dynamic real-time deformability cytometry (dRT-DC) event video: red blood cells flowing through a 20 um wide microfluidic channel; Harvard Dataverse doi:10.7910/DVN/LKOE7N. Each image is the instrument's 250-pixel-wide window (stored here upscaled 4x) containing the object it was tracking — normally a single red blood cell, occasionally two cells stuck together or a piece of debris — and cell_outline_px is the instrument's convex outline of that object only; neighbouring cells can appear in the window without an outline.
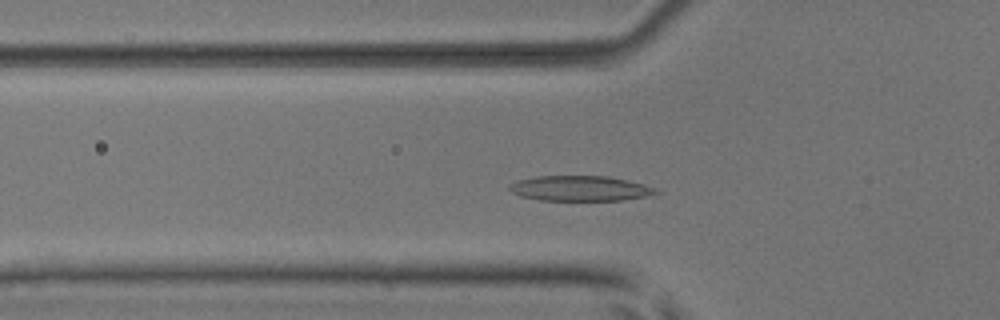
{"species": "common noctule bat (a hibernating species)", "species_latin": "Nyctalus noctula", "temperature_condition": "room temperature", "stored_images_in_passage": 48, "camera_frame_rate_fps": 3000, "um_per_image_px": 0.085, "animal": {"sex": "male", "body_mass_g": 17.9, "forearm_length_mm": 54.2}, "frame": {"image": 1, "passage_image": 14, "time_ms": 4.333, "image_size_px": [1000, 320], "cell_outline_px": [[660, 192], [644, 196], [624, 200], [540, 200], [520, 196], [512, 192], [508, 188], [508, 184], [516, 180], [536, 176], [608, 176], [628, 180], [644, 184], [656, 188]], "centroid_in_image_um": [49.27, 16.0], "position_along_channel_um": 76.5, "area_um2": 21.56}}
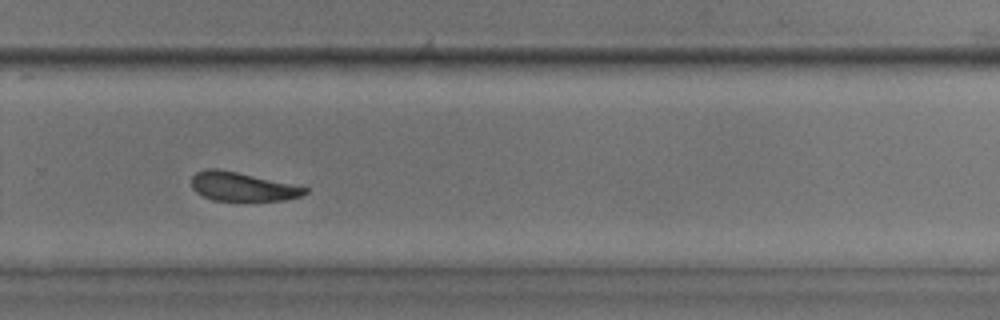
{"frame": {"image": 2, "passage_image": 32, "time_ms": 10.333, "image_size_px": [1000, 320], "cell_outline_px": [[308, 192], [300, 196], [284, 200], [212, 200], [196, 192], [192, 188], [192, 176], [196, 172], [204, 168], [216, 168], [236, 172], [292, 184], [308, 188]], "centroid_in_image_um": [20.56, 15.86], "position_along_channel_um": 309.2, "area_um2": 18.79}}
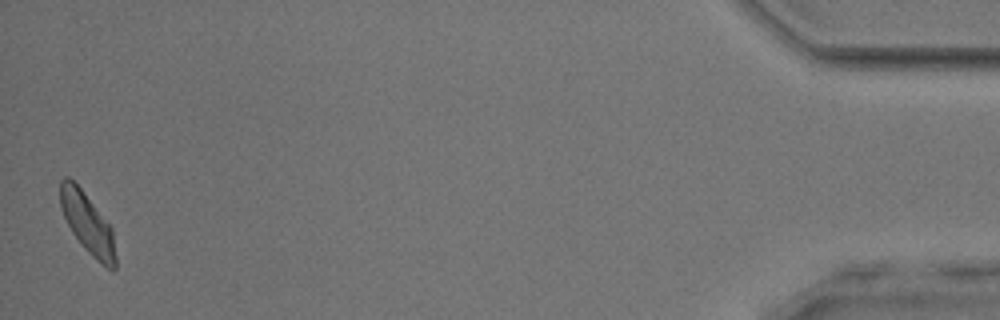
{"frame": {"image": 3, "passage_image": 48, "time_ms": 15.667, "image_size_px": [1000, 320], "cell_outline_px": [[116, 268], [112, 272], [96, 260], [84, 248], [72, 232], [60, 208], [60, 180], [64, 176], [68, 176], [80, 188], [112, 228], [116, 256]], "centroid_in_image_um": [7.44, 19.02], "position_along_channel_um": 427.8, "area_um2": 19.36}, "authors_computed_cell_mechanics": {"area_um2": 20.3167, "velocity_mm_per_s": 3.8779, "shape_relaxation_time_tau1_ms": 3.3044, "shape_relaxation_time_tau2_ms": 4.0112, "deformation_change_tau1": 0.1228, "deformation_change_tau2": 0.1214}}